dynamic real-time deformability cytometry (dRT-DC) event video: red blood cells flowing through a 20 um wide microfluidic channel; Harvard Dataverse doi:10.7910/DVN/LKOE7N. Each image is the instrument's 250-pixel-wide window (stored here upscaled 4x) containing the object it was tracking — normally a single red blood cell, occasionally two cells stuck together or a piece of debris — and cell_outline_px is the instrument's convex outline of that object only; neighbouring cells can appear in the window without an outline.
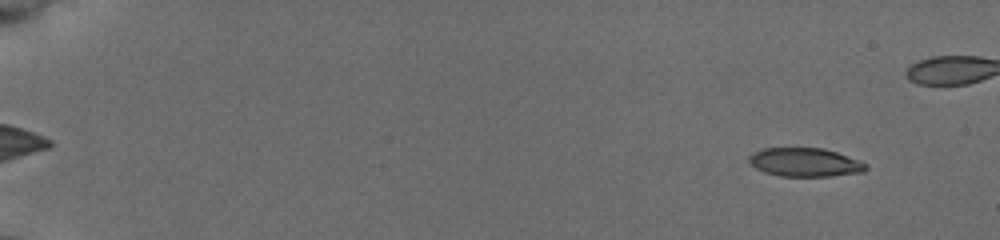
{"species": "common noctule bat (a hibernating species)", "species_latin": "Nyctalus noctula", "temperature_condition": "cold", "stored_images_in_passage": 46, "camera_frame_rate_fps": 3000, "um_per_image_px": 0.085, "animal": {"sex": "female", "body_mass_g": 19.5, "forearm_length_mm": 54.1}, "frame": {"image": 1, "passage_image": 1, "time_ms": 0.0, "image_size_px": [1000, 240], "cell_outline_px": [[868, 168], [864, 172], [828, 176], [784, 176], [764, 172], [756, 168], [748, 160], [748, 156], [752, 152], [760, 148], [824, 148], [860, 160], [868, 164]], "centroid_in_image_um": [68.43, 13.78], "position_along_channel_um": 16.6, "area_um2": 19.59}}
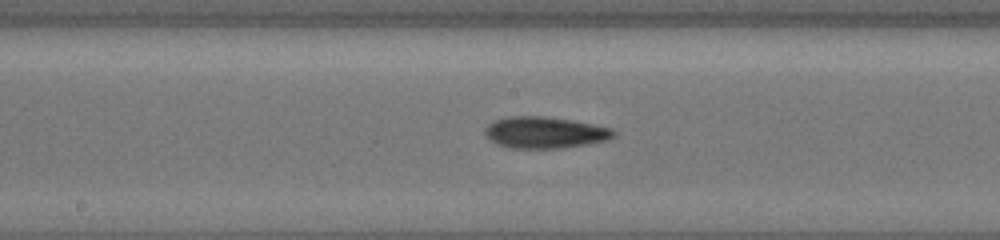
{"frame": {"image": 2, "passage_image": 27, "time_ms": 8.667, "image_size_px": [1000, 240], "cell_outline_px": [[616, 132], [608, 140], [588, 144], [560, 148], [508, 148], [492, 140], [484, 132], [488, 124], [496, 120], [512, 116], [540, 116], [568, 120], [612, 128]], "centroid_in_image_um": [46.32, 11.27], "position_along_channel_um": 201.9, "area_um2": 23.12}}
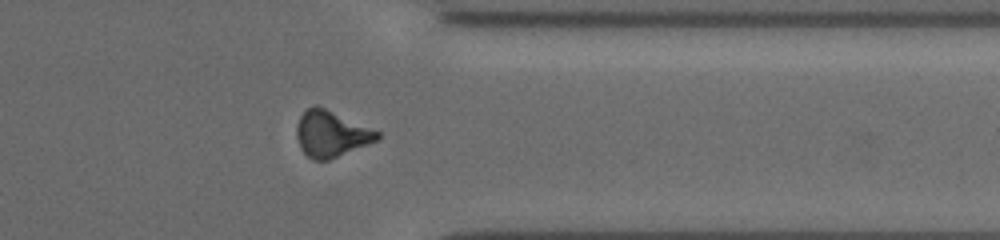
{"frame": {"image": 3, "passage_image": 41, "time_ms": 13.333, "image_size_px": [1000, 240], "cell_outline_px": [[380, 140], [328, 160], [312, 160], [300, 148], [296, 136], [296, 128], [300, 116], [308, 108], [316, 104], [380, 132]], "centroid_in_image_um": [28.15, 11.39], "position_along_channel_um": 383.3, "area_um2": 21.62}}